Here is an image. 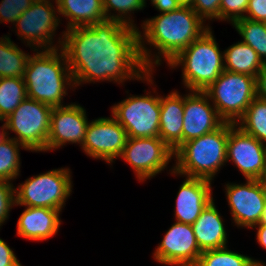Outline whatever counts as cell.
<instances>
[{
  "label": "cell",
  "instance_id": "cell-18",
  "mask_svg": "<svg viewBox=\"0 0 266 266\" xmlns=\"http://www.w3.org/2000/svg\"><path fill=\"white\" fill-rule=\"evenodd\" d=\"M212 200L211 181L186 177L176 198V222L192 225Z\"/></svg>",
  "mask_w": 266,
  "mask_h": 266
},
{
  "label": "cell",
  "instance_id": "cell-43",
  "mask_svg": "<svg viewBox=\"0 0 266 266\" xmlns=\"http://www.w3.org/2000/svg\"><path fill=\"white\" fill-rule=\"evenodd\" d=\"M261 181L263 182L265 188H266V170H265V173L263 175V178L261 179Z\"/></svg>",
  "mask_w": 266,
  "mask_h": 266
},
{
  "label": "cell",
  "instance_id": "cell-5",
  "mask_svg": "<svg viewBox=\"0 0 266 266\" xmlns=\"http://www.w3.org/2000/svg\"><path fill=\"white\" fill-rule=\"evenodd\" d=\"M168 64L171 68L182 65L183 83L191 92H204L225 70L224 54L210 28Z\"/></svg>",
  "mask_w": 266,
  "mask_h": 266
},
{
  "label": "cell",
  "instance_id": "cell-24",
  "mask_svg": "<svg viewBox=\"0 0 266 266\" xmlns=\"http://www.w3.org/2000/svg\"><path fill=\"white\" fill-rule=\"evenodd\" d=\"M29 57L8 36L0 38V78H23Z\"/></svg>",
  "mask_w": 266,
  "mask_h": 266
},
{
  "label": "cell",
  "instance_id": "cell-16",
  "mask_svg": "<svg viewBox=\"0 0 266 266\" xmlns=\"http://www.w3.org/2000/svg\"><path fill=\"white\" fill-rule=\"evenodd\" d=\"M87 125L86 111L80 105L69 104L53 108L46 152L58 149L69 142L79 143L82 146L85 141Z\"/></svg>",
  "mask_w": 266,
  "mask_h": 266
},
{
  "label": "cell",
  "instance_id": "cell-30",
  "mask_svg": "<svg viewBox=\"0 0 266 266\" xmlns=\"http://www.w3.org/2000/svg\"><path fill=\"white\" fill-rule=\"evenodd\" d=\"M145 1L146 0H103V10L106 20L118 21L125 25L136 28V26L133 25L134 21H132L129 16L126 17V15H129L131 11L142 10L146 5ZM111 9L113 11L116 10V12L118 11V14H109Z\"/></svg>",
  "mask_w": 266,
  "mask_h": 266
},
{
  "label": "cell",
  "instance_id": "cell-26",
  "mask_svg": "<svg viewBox=\"0 0 266 266\" xmlns=\"http://www.w3.org/2000/svg\"><path fill=\"white\" fill-rule=\"evenodd\" d=\"M27 97L24 78H0V117L6 119Z\"/></svg>",
  "mask_w": 266,
  "mask_h": 266
},
{
  "label": "cell",
  "instance_id": "cell-19",
  "mask_svg": "<svg viewBox=\"0 0 266 266\" xmlns=\"http://www.w3.org/2000/svg\"><path fill=\"white\" fill-rule=\"evenodd\" d=\"M57 209L27 207L17 223V235L33 241H43L58 232L61 220Z\"/></svg>",
  "mask_w": 266,
  "mask_h": 266
},
{
  "label": "cell",
  "instance_id": "cell-14",
  "mask_svg": "<svg viewBox=\"0 0 266 266\" xmlns=\"http://www.w3.org/2000/svg\"><path fill=\"white\" fill-rule=\"evenodd\" d=\"M126 130L113 117L89 122L82 149L92 158L112 163L120 157L127 140Z\"/></svg>",
  "mask_w": 266,
  "mask_h": 266
},
{
  "label": "cell",
  "instance_id": "cell-17",
  "mask_svg": "<svg viewBox=\"0 0 266 266\" xmlns=\"http://www.w3.org/2000/svg\"><path fill=\"white\" fill-rule=\"evenodd\" d=\"M209 101V96L202 91L184 96L183 143L210 133L225 122Z\"/></svg>",
  "mask_w": 266,
  "mask_h": 266
},
{
  "label": "cell",
  "instance_id": "cell-21",
  "mask_svg": "<svg viewBox=\"0 0 266 266\" xmlns=\"http://www.w3.org/2000/svg\"><path fill=\"white\" fill-rule=\"evenodd\" d=\"M213 201L207 205L192 224L201 252L225 247L228 242L223 220Z\"/></svg>",
  "mask_w": 266,
  "mask_h": 266
},
{
  "label": "cell",
  "instance_id": "cell-3",
  "mask_svg": "<svg viewBox=\"0 0 266 266\" xmlns=\"http://www.w3.org/2000/svg\"><path fill=\"white\" fill-rule=\"evenodd\" d=\"M58 52V48L44 49L33 56L30 55L23 77L28 98L52 108L62 106L61 101L67 95L66 86L71 83L74 86L66 55L62 48L61 54Z\"/></svg>",
  "mask_w": 266,
  "mask_h": 266
},
{
  "label": "cell",
  "instance_id": "cell-20",
  "mask_svg": "<svg viewBox=\"0 0 266 266\" xmlns=\"http://www.w3.org/2000/svg\"><path fill=\"white\" fill-rule=\"evenodd\" d=\"M177 91L160 96L159 137L175 152L183 144L184 96Z\"/></svg>",
  "mask_w": 266,
  "mask_h": 266
},
{
  "label": "cell",
  "instance_id": "cell-33",
  "mask_svg": "<svg viewBox=\"0 0 266 266\" xmlns=\"http://www.w3.org/2000/svg\"><path fill=\"white\" fill-rule=\"evenodd\" d=\"M9 181L0 179V226L9 216V211L16 204L15 188Z\"/></svg>",
  "mask_w": 266,
  "mask_h": 266
},
{
  "label": "cell",
  "instance_id": "cell-36",
  "mask_svg": "<svg viewBox=\"0 0 266 266\" xmlns=\"http://www.w3.org/2000/svg\"><path fill=\"white\" fill-rule=\"evenodd\" d=\"M0 266H22L13 250L0 238Z\"/></svg>",
  "mask_w": 266,
  "mask_h": 266
},
{
  "label": "cell",
  "instance_id": "cell-8",
  "mask_svg": "<svg viewBox=\"0 0 266 266\" xmlns=\"http://www.w3.org/2000/svg\"><path fill=\"white\" fill-rule=\"evenodd\" d=\"M52 107L31 98H25L14 112L5 119L6 131L12 138L31 151H46Z\"/></svg>",
  "mask_w": 266,
  "mask_h": 266
},
{
  "label": "cell",
  "instance_id": "cell-13",
  "mask_svg": "<svg viewBox=\"0 0 266 266\" xmlns=\"http://www.w3.org/2000/svg\"><path fill=\"white\" fill-rule=\"evenodd\" d=\"M246 182L244 185L228 183L225 190L234 223L252 228L260 223L266 205V188L261 180Z\"/></svg>",
  "mask_w": 266,
  "mask_h": 266
},
{
  "label": "cell",
  "instance_id": "cell-27",
  "mask_svg": "<svg viewBox=\"0 0 266 266\" xmlns=\"http://www.w3.org/2000/svg\"><path fill=\"white\" fill-rule=\"evenodd\" d=\"M242 36L243 43L253 48L259 58L266 64V26L265 22L253 21L247 18L236 20L232 24Z\"/></svg>",
  "mask_w": 266,
  "mask_h": 266
},
{
  "label": "cell",
  "instance_id": "cell-28",
  "mask_svg": "<svg viewBox=\"0 0 266 266\" xmlns=\"http://www.w3.org/2000/svg\"><path fill=\"white\" fill-rule=\"evenodd\" d=\"M260 261L228 250L227 246L203 251L195 266H260Z\"/></svg>",
  "mask_w": 266,
  "mask_h": 266
},
{
  "label": "cell",
  "instance_id": "cell-6",
  "mask_svg": "<svg viewBox=\"0 0 266 266\" xmlns=\"http://www.w3.org/2000/svg\"><path fill=\"white\" fill-rule=\"evenodd\" d=\"M204 92L218 115L225 122L236 124L257 96L256 78L224 70Z\"/></svg>",
  "mask_w": 266,
  "mask_h": 266
},
{
  "label": "cell",
  "instance_id": "cell-39",
  "mask_svg": "<svg viewBox=\"0 0 266 266\" xmlns=\"http://www.w3.org/2000/svg\"><path fill=\"white\" fill-rule=\"evenodd\" d=\"M258 226V227H257ZM258 228L257 230V242H259L260 246L266 249V224H257L252 228Z\"/></svg>",
  "mask_w": 266,
  "mask_h": 266
},
{
  "label": "cell",
  "instance_id": "cell-31",
  "mask_svg": "<svg viewBox=\"0 0 266 266\" xmlns=\"http://www.w3.org/2000/svg\"><path fill=\"white\" fill-rule=\"evenodd\" d=\"M36 0H2L0 3V21L15 23Z\"/></svg>",
  "mask_w": 266,
  "mask_h": 266
},
{
  "label": "cell",
  "instance_id": "cell-15",
  "mask_svg": "<svg viewBox=\"0 0 266 266\" xmlns=\"http://www.w3.org/2000/svg\"><path fill=\"white\" fill-rule=\"evenodd\" d=\"M201 253L192 225L175 222L153 256L157 262L165 265L195 266Z\"/></svg>",
  "mask_w": 266,
  "mask_h": 266
},
{
  "label": "cell",
  "instance_id": "cell-7",
  "mask_svg": "<svg viewBox=\"0 0 266 266\" xmlns=\"http://www.w3.org/2000/svg\"><path fill=\"white\" fill-rule=\"evenodd\" d=\"M69 168L53 169L26 179L15 189V205L62 210L72 192Z\"/></svg>",
  "mask_w": 266,
  "mask_h": 266
},
{
  "label": "cell",
  "instance_id": "cell-32",
  "mask_svg": "<svg viewBox=\"0 0 266 266\" xmlns=\"http://www.w3.org/2000/svg\"><path fill=\"white\" fill-rule=\"evenodd\" d=\"M249 0H221L220 3V20L231 21L233 24L236 20L244 18L247 11Z\"/></svg>",
  "mask_w": 266,
  "mask_h": 266
},
{
  "label": "cell",
  "instance_id": "cell-4",
  "mask_svg": "<svg viewBox=\"0 0 266 266\" xmlns=\"http://www.w3.org/2000/svg\"><path fill=\"white\" fill-rule=\"evenodd\" d=\"M230 122L198 138L184 142L175 152L177 159L171 173L212 181L227 162V141Z\"/></svg>",
  "mask_w": 266,
  "mask_h": 266
},
{
  "label": "cell",
  "instance_id": "cell-11",
  "mask_svg": "<svg viewBox=\"0 0 266 266\" xmlns=\"http://www.w3.org/2000/svg\"><path fill=\"white\" fill-rule=\"evenodd\" d=\"M56 14V9L49 0H36L16 20L15 24L19 32L17 34L22 37L21 39L25 38L27 45L33 46L34 51H38L39 47H43L42 50L56 49L51 45L52 37L60 23ZM35 46L38 49H35Z\"/></svg>",
  "mask_w": 266,
  "mask_h": 266
},
{
  "label": "cell",
  "instance_id": "cell-40",
  "mask_svg": "<svg viewBox=\"0 0 266 266\" xmlns=\"http://www.w3.org/2000/svg\"><path fill=\"white\" fill-rule=\"evenodd\" d=\"M1 132H0V143H2L4 140H6L9 136H7V135H9L8 133V131L6 132V131H4V130H6V124L4 123L2 126H1Z\"/></svg>",
  "mask_w": 266,
  "mask_h": 266
},
{
  "label": "cell",
  "instance_id": "cell-34",
  "mask_svg": "<svg viewBox=\"0 0 266 266\" xmlns=\"http://www.w3.org/2000/svg\"><path fill=\"white\" fill-rule=\"evenodd\" d=\"M220 3L221 0H193L191 8L203 21L220 20Z\"/></svg>",
  "mask_w": 266,
  "mask_h": 266
},
{
  "label": "cell",
  "instance_id": "cell-1",
  "mask_svg": "<svg viewBox=\"0 0 266 266\" xmlns=\"http://www.w3.org/2000/svg\"><path fill=\"white\" fill-rule=\"evenodd\" d=\"M138 31L121 22L106 20L63 32L59 47L66 55L74 87L100 80L120 84L132 78L153 84L152 72L145 69L140 59Z\"/></svg>",
  "mask_w": 266,
  "mask_h": 266
},
{
  "label": "cell",
  "instance_id": "cell-9",
  "mask_svg": "<svg viewBox=\"0 0 266 266\" xmlns=\"http://www.w3.org/2000/svg\"><path fill=\"white\" fill-rule=\"evenodd\" d=\"M148 94L150 92L145 96L130 95L111 108L127 137H159L160 96Z\"/></svg>",
  "mask_w": 266,
  "mask_h": 266
},
{
  "label": "cell",
  "instance_id": "cell-25",
  "mask_svg": "<svg viewBox=\"0 0 266 266\" xmlns=\"http://www.w3.org/2000/svg\"><path fill=\"white\" fill-rule=\"evenodd\" d=\"M238 121L236 125L245 133L266 142V100L256 96Z\"/></svg>",
  "mask_w": 266,
  "mask_h": 266
},
{
  "label": "cell",
  "instance_id": "cell-29",
  "mask_svg": "<svg viewBox=\"0 0 266 266\" xmlns=\"http://www.w3.org/2000/svg\"><path fill=\"white\" fill-rule=\"evenodd\" d=\"M20 146L28 150L15 139L8 137L0 143V179L11 182L20 172Z\"/></svg>",
  "mask_w": 266,
  "mask_h": 266
},
{
  "label": "cell",
  "instance_id": "cell-37",
  "mask_svg": "<svg viewBox=\"0 0 266 266\" xmlns=\"http://www.w3.org/2000/svg\"><path fill=\"white\" fill-rule=\"evenodd\" d=\"M151 2L160 13L171 12L181 7L177 0H151Z\"/></svg>",
  "mask_w": 266,
  "mask_h": 266
},
{
  "label": "cell",
  "instance_id": "cell-23",
  "mask_svg": "<svg viewBox=\"0 0 266 266\" xmlns=\"http://www.w3.org/2000/svg\"><path fill=\"white\" fill-rule=\"evenodd\" d=\"M223 54L226 71L246 74L256 78L264 66L257 52L242 41L230 46Z\"/></svg>",
  "mask_w": 266,
  "mask_h": 266
},
{
  "label": "cell",
  "instance_id": "cell-41",
  "mask_svg": "<svg viewBox=\"0 0 266 266\" xmlns=\"http://www.w3.org/2000/svg\"><path fill=\"white\" fill-rule=\"evenodd\" d=\"M181 7H191L193 0H177Z\"/></svg>",
  "mask_w": 266,
  "mask_h": 266
},
{
  "label": "cell",
  "instance_id": "cell-35",
  "mask_svg": "<svg viewBox=\"0 0 266 266\" xmlns=\"http://www.w3.org/2000/svg\"><path fill=\"white\" fill-rule=\"evenodd\" d=\"M246 14L244 18L266 22V0H249Z\"/></svg>",
  "mask_w": 266,
  "mask_h": 266
},
{
  "label": "cell",
  "instance_id": "cell-42",
  "mask_svg": "<svg viewBox=\"0 0 266 266\" xmlns=\"http://www.w3.org/2000/svg\"><path fill=\"white\" fill-rule=\"evenodd\" d=\"M260 223L261 224H266V205H265V208H264Z\"/></svg>",
  "mask_w": 266,
  "mask_h": 266
},
{
  "label": "cell",
  "instance_id": "cell-10",
  "mask_svg": "<svg viewBox=\"0 0 266 266\" xmlns=\"http://www.w3.org/2000/svg\"><path fill=\"white\" fill-rule=\"evenodd\" d=\"M173 156L160 137H128L120 158L132 166L141 182L164 170Z\"/></svg>",
  "mask_w": 266,
  "mask_h": 266
},
{
  "label": "cell",
  "instance_id": "cell-12",
  "mask_svg": "<svg viewBox=\"0 0 266 266\" xmlns=\"http://www.w3.org/2000/svg\"><path fill=\"white\" fill-rule=\"evenodd\" d=\"M226 160H232L246 179L261 180L266 170V144L230 122Z\"/></svg>",
  "mask_w": 266,
  "mask_h": 266
},
{
  "label": "cell",
  "instance_id": "cell-22",
  "mask_svg": "<svg viewBox=\"0 0 266 266\" xmlns=\"http://www.w3.org/2000/svg\"><path fill=\"white\" fill-rule=\"evenodd\" d=\"M57 12L69 18L66 30L106 21L103 0H55Z\"/></svg>",
  "mask_w": 266,
  "mask_h": 266
},
{
  "label": "cell",
  "instance_id": "cell-2",
  "mask_svg": "<svg viewBox=\"0 0 266 266\" xmlns=\"http://www.w3.org/2000/svg\"><path fill=\"white\" fill-rule=\"evenodd\" d=\"M203 22L191 7H180L177 10L161 13L144 21L141 26H143L145 40L141 32L138 31V49L145 69L152 72L153 63L160 65L162 55L168 63L173 60L209 29V26H204ZM146 40L147 43L153 45L159 51V55L154 57L156 58L154 61L150 57L151 51L145 47Z\"/></svg>",
  "mask_w": 266,
  "mask_h": 266
},
{
  "label": "cell",
  "instance_id": "cell-38",
  "mask_svg": "<svg viewBox=\"0 0 266 266\" xmlns=\"http://www.w3.org/2000/svg\"><path fill=\"white\" fill-rule=\"evenodd\" d=\"M256 95L266 100V64L256 77Z\"/></svg>",
  "mask_w": 266,
  "mask_h": 266
}]
</instances>
